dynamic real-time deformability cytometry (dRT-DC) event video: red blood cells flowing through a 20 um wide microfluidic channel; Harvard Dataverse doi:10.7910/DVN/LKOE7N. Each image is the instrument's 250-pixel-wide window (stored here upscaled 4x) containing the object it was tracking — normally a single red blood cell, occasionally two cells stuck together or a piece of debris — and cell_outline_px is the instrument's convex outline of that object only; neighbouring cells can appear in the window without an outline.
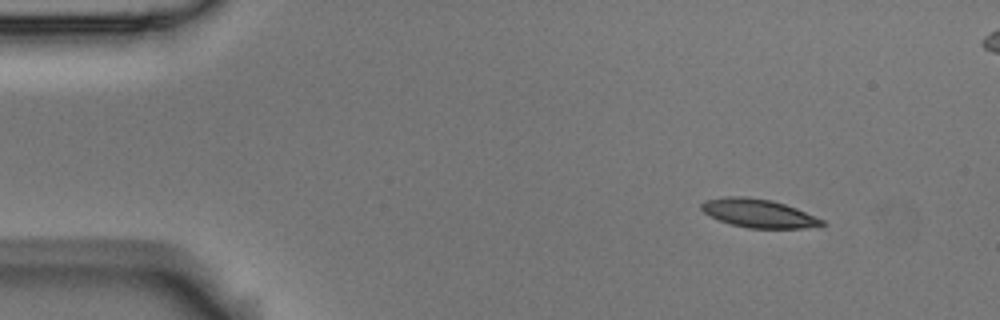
{"species": "Egyptian fruit bat (a non-hibernating species)", "species_latin": "Rousettus aegyptiacus", "temperature_condition": "room temperature", "stored_images_in_passage": 4, "camera_frame_rate_fps": 3000, "um_per_image_px": 0.085, "animal": {"sex": "male"}, "frame": {"image": 1, "passage_image": 1, "time_ms": 0.0, "image_size_px": [1000, 320], "cell_outline_px": [[828, 224], [804, 228], [748, 228], [732, 224], [720, 220], [704, 212], [700, 208], [700, 204], [704, 200], [728, 196], [740, 196], [772, 200], [796, 208], [824, 220]], "centroid_in_image_um": [64.48, 18.12], "position_along_channel_um": 20.5, "area_um2": 19.83}}